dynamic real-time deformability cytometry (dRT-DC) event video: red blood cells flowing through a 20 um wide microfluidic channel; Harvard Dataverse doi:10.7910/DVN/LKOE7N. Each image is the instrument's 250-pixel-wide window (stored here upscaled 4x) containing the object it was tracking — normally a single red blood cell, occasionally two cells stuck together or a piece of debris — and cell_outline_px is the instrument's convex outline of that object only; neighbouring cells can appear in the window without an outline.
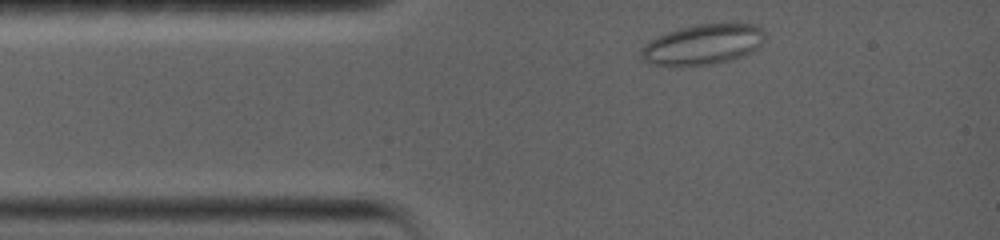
{"species": "common noctule bat (a hibernating species)", "species_latin": "Nyctalus noctula", "temperature_condition": "warm", "stored_images_in_passage": 11, "camera_frame_rate_fps": 5000, "um_per_image_px": 0.085, "animal": {"sex": "female", "body_mass_g": 19.0, "forearm_length_mm": 56.7}, "frame": {"image": 1, "passage_image": 1, "time_ms": 0.0, "image_size_px": [1000, 240], "cell_outline_px": [[764, 40], [752, 52], [732, 60], [716, 64], [648, 64], [640, 56], [640, 52], [644, 44], [668, 32], [700, 24], [756, 24], [764, 28]], "centroid_in_image_um": [59.8, 3.77], "position_along_channel_um": 25.2, "area_um2": 28.5}}
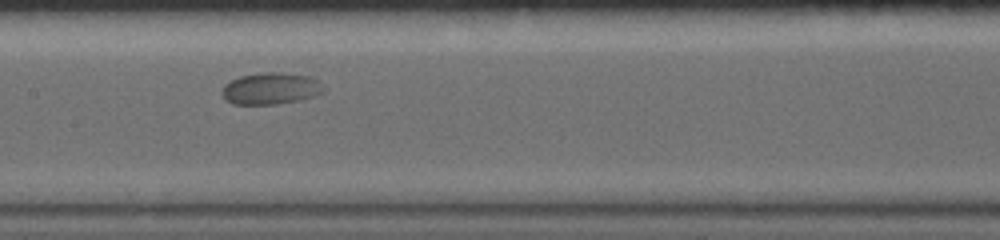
{"frame": {"image": 2, "passage_image": 7, "time_ms": 5.2, "image_size_px": [1000, 240], "cell_outline_px": [[324, 92], [300, 100], [276, 104], [232, 104], [224, 100], [220, 92], [224, 84], [240, 76], [264, 72], [280, 72], [312, 76], [324, 84]], "centroid_in_image_um": [23.01, 7.52], "position_along_channel_um": 184.4, "area_um2": 19.07}}
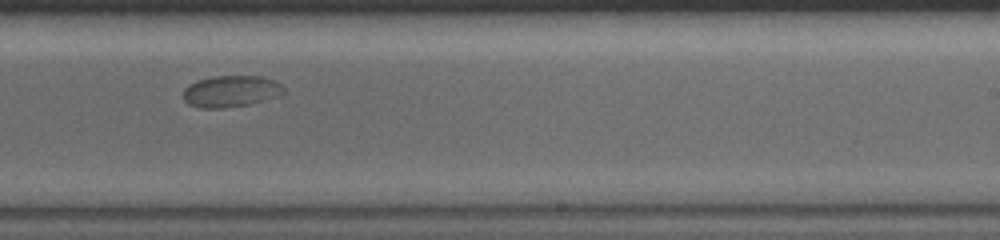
{"frame": {"image": 3, "passage_image": 10, "time_ms": 7.6, "image_size_px": [1000, 240], "cell_outline_px": [[284, 92], [280, 96], [252, 104], [224, 108], [200, 108], [188, 104], [184, 100], [184, 88], [188, 84], [196, 80], [212, 76], [260, 76], [272, 80], [280, 84], [284, 88]], "centroid_in_image_um": [19.61, 7.77], "position_along_channel_um": 269.4, "area_um2": 18.67}}